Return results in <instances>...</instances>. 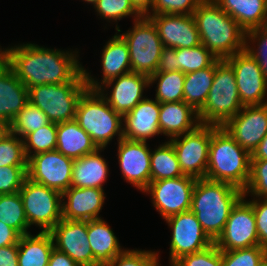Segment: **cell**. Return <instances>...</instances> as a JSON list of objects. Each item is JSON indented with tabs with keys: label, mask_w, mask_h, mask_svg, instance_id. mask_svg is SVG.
I'll return each instance as SVG.
<instances>
[{
	"label": "cell",
	"mask_w": 267,
	"mask_h": 266,
	"mask_svg": "<svg viewBox=\"0 0 267 266\" xmlns=\"http://www.w3.org/2000/svg\"><path fill=\"white\" fill-rule=\"evenodd\" d=\"M20 234L0 221V247L18 244Z\"/></svg>",
	"instance_id": "f907efd6"
},
{
	"label": "cell",
	"mask_w": 267,
	"mask_h": 266,
	"mask_svg": "<svg viewBox=\"0 0 267 266\" xmlns=\"http://www.w3.org/2000/svg\"><path fill=\"white\" fill-rule=\"evenodd\" d=\"M248 202L254 209L259 245L267 249V198H254Z\"/></svg>",
	"instance_id": "7dc6e473"
},
{
	"label": "cell",
	"mask_w": 267,
	"mask_h": 266,
	"mask_svg": "<svg viewBox=\"0 0 267 266\" xmlns=\"http://www.w3.org/2000/svg\"><path fill=\"white\" fill-rule=\"evenodd\" d=\"M203 1L204 0H153L149 15H157V14L193 15V12Z\"/></svg>",
	"instance_id": "f6af8a7d"
},
{
	"label": "cell",
	"mask_w": 267,
	"mask_h": 266,
	"mask_svg": "<svg viewBox=\"0 0 267 266\" xmlns=\"http://www.w3.org/2000/svg\"><path fill=\"white\" fill-rule=\"evenodd\" d=\"M249 41L252 44L257 42L258 48L251 47ZM244 51L256 60L267 80V27L255 28L245 32Z\"/></svg>",
	"instance_id": "ab89813d"
},
{
	"label": "cell",
	"mask_w": 267,
	"mask_h": 266,
	"mask_svg": "<svg viewBox=\"0 0 267 266\" xmlns=\"http://www.w3.org/2000/svg\"><path fill=\"white\" fill-rule=\"evenodd\" d=\"M87 89L82 69L70 82L32 86L28 98L50 122L58 124L75 120L77 103Z\"/></svg>",
	"instance_id": "52a82bcc"
},
{
	"label": "cell",
	"mask_w": 267,
	"mask_h": 266,
	"mask_svg": "<svg viewBox=\"0 0 267 266\" xmlns=\"http://www.w3.org/2000/svg\"><path fill=\"white\" fill-rule=\"evenodd\" d=\"M177 71L191 73L210 67L217 58L203 45L176 49Z\"/></svg>",
	"instance_id": "e575fe53"
},
{
	"label": "cell",
	"mask_w": 267,
	"mask_h": 266,
	"mask_svg": "<svg viewBox=\"0 0 267 266\" xmlns=\"http://www.w3.org/2000/svg\"><path fill=\"white\" fill-rule=\"evenodd\" d=\"M147 17L157 27L164 47L192 48L202 44L193 15L157 14Z\"/></svg>",
	"instance_id": "ffe728a7"
},
{
	"label": "cell",
	"mask_w": 267,
	"mask_h": 266,
	"mask_svg": "<svg viewBox=\"0 0 267 266\" xmlns=\"http://www.w3.org/2000/svg\"><path fill=\"white\" fill-rule=\"evenodd\" d=\"M201 43L217 58L244 51L245 31L213 0H204L193 12Z\"/></svg>",
	"instance_id": "3957f363"
},
{
	"label": "cell",
	"mask_w": 267,
	"mask_h": 266,
	"mask_svg": "<svg viewBox=\"0 0 267 266\" xmlns=\"http://www.w3.org/2000/svg\"><path fill=\"white\" fill-rule=\"evenodd\" d=\"M165 221L172 229L170 266L182 256L201 251L214 243L191 210L173 215Z\"/></svg>",
	"instance_id": "5bb4252c"
},
{
	"label": "cell",
	"mask_w": 267,
	"mask_h": 266,
	"mask_svg": "<svg viewBox=\"0 0 267 266\" xmlns=\"http://www.w3.org/2000/svg\"><path fill=\"white\" fill-rule=\"evenodd\" d=\"M146 141L122 138L118 141V162L127 183L144 191L151 182V149Z\"/></svg>",
	"instance_id": "ac0fdd59"
},
{
	"label": "cell",
	"mask_w": 267,
	"mask_h": 266,
	"mask_svg": "<svg viewBox=\"0 0 267 266\" xmlns=\"http://www.w3.org/2000/svg\"><path fill=\"white\" fill-rule=\"evenodd\" d=\"M160 103L145 98L123 116V138L147 141L161 134L159 127Z\"/></svg>",
	"instance_id": "603a6c76"
},
{
	"label": "cell",
	"mask_w": 267,
	"mask_h": 266,
	"mask_svg": "<svg viewBox=\"0 0 267 266\" xmlns=\"http://www.w3.org/2000/svg\"><path fill=\"white\" fill-rule=\"evenodd\" d=\"M243 196L244 191L230 183L196 180L190 210L213 242L222 234L232 208Z\"/></svg>",
	"instance_id": "7a4b0ae2"
},
{
	"label": "cell",
	"mask_w": 267,
	"mask_h": 266,
	"mask_svg": "<svg viewBox=\"0 0 267 266\" xmlns=\"http://www.w3.org/2000/svg\"><path fill=\"white\" fill-rule=\"evenodd\" d=\"M98 15L109 21H120L127 16L137 20L142 16L134 9L130 0H98L94 5Z\"/></svg>",
	"instance_id": "60d3db41"
},
{
	"label": "cell",
	"mask_w": 267,
	"mask_h": 266,
	"mask_svg": "<svg viewBox=\"0 0 267 266\" xmlns=\"http://www.w3.org/2000/svg\"><path fill=\"white\" fill-rule=\"evenodd\" d=\"M54 242L49 232L22 235L18 241V266H48Z\"/></svg>",
	"instance_id": "f546056e"
},
{
	"label": "cell",
	"mask_w": 267,
	"mask_h": 266,
	"mask_svg": "<svg viewBox=\"0 0 267 266\" xmlns=\"http://www.w3.org/2000/svg\"><path fill=\"white\" fill-rule=\"evenodd\" d=\"M133 25L132 29L120 34L129 48L131 69L150 77L156 73L164 46L157 27L149 17L142 16Z\"/></svg>",
	"instance_id": "ba28073f"
},
{
	"label": "cell",
	"mask_w": 267,
	"mask_h": 266,
	"mask_svg": "<svg viewBox=\"0 0 267 266\" xmlns=\"http://www.w3.org/2000/svg\"><path fill=\"white\" fill-rule=\"evenodd\" d=\"M103 76L102 82L96 81L91 73L84 69L85 81L88 90H97L107 81L132 71L130 64L129 48L120 34H115L103 48L101 56Z\"/></svg>",
	"instance_id": "7402d4cb"
},
{
	"label": "cell",
	"mask_w": 267,
	"mask_h": 266,
	"mask_svg": "<svg viewBox=\"0 0 267 266\" xmlns=\"http://www.w3.org/2000/svg\"><path fill=\"white\" fill-rule=\"evenodd\" d=\"M242 108L234 69L225 59H217L212 86L205 104L198 111L200 124L222 127Z\"/></svg>",
	"instance_id": "8992f818"
},
{
	"label": "cell",
	"mask_w": 267,
	"mask_h": 266,
	"mask_svg": "<svg viewBox=\"0 0 267 266\" xmlns=\"http://www.w3.org/2000/svg\"><path fill=\"white\" fill-rule=\"evenodd\" d=\"M221 253L222 266H261L266 261L267 249L256 245Z\"/></svg>",
	"instance_id": "f35d334b"
},
{
	"label": "cell",
	"mask_w": 267,
	"mask_h": 266,
	"mask_svg": "<svg viewBox=\"0 0 267 266\" xmlns=\"http://www.w3.org/2000/svg\"><path fill=\"white\" fill-rule=\"evenodd\" d=\"M87 233L95 257V266H106L125 250L122 249L118 238L104 219L87 221Z\"/></svg>",
	"instance_id": "484cf974"
},
{
	"label": "cell",
	"mask_w": 267,
	"mask_h": 266,
	"mask_svg": "<svg viewBox=\"0 0 267 266\" xmlns=\"http://www.w3.org/2000/svg\"><path fill=\"white\" fill-rule=\"evenodd\" d=\"M29 227L37 225L49 232L62 219V194L25 178L19 191Z\"/></svg>",
	"instance_id": "9c48e42d"
},
{
	"label": "cell",
	"mask_w": 267,
	"mask_h": 266,
	"mask_svg": "<svg viewBox=\"0 0 267 266\" xmlns=\"http://www.w3.org/2000/svg\"><path fill=\"white\" fill-rule=\"evenodd\" d=\"M9 132V125L0 120V139Z\"/></svg>",
	"instance_id": "11a10c76"
},
{
	"label": "cell",
	"mask_w": 267,
	"mask_h": 266,
	"mask_svg": "<svg viewBox=\"0 0 267 266\" xmlns=\"http://www.w3.org/2000/svg\"><path fill=\"white\" fill-rule=\"evenodd\" d=\"M149 86V76L131 71L107 81L97 91L114 111L124 116L146 98L143 92ZM110 87V95L107 92L105 94L104 90Z\"/></svg>",
	"instance_id": "d6986e66"
},
{
	"label": "cell",
	"mask_w": 267,
	"mask_h": 266,
	"mask_svg": "<svg viewBox=\"0 0 267 266\" xmlns=\"http://www.w3.org/2000/svg\"><path fill=\"white\" fill-rule=\"evenodd\" d=\"M211 138L212 125L199 124L192 131L169 139L184 175L206 178Z\"/></svg>",
	"instance_id": "30bf717a"
},
{
	"label": "cell",
	"mask_w": 267,
	"mask_h": 266,
	"mask_svg": "<svg viewBox=\"0 0 267 266\" xmlns=\"http://www.w3.org/2000/svg\"><path fill=\"white\" fill-rule=\"evenodd\" d=\"M83 1H85L87 3H92L93 6H94L97 3L98 0H83Z\"/></svg>",
	"instance_id": "9f6ffc18"
},
{
	"label": "cell",
	"mask_w": 267,
	"mask_h": 266,
	"mask_svg": "<svg viewBox=\"0 0 267 266\" xmlns=\"http://www.w3.org/2000/svg\"><path fill=\"white\" fill-rule=\"evenodd\" d=\"M28 166L0 167V194L19 192L27 177Z\"/></svg>",
	"instance_id": "bcb514c9"
},
{
	"label": "cell",
	"mask_w": 267,
	"mask_h": 266,
	"mask_svg": "<svg viewBox=\"0 0 267 266\" xmlns=\"http://www.w3.org/2000/svg\"><path fill=\"white\" fill-rule=\"evenodd\" d=\"M73 164L57 150L41 152L28 159L27 177L62 194L71 187Z\"/></svg>",
	"instance_id": "4fadbf2b"
},
{
	"label": "cell",
	"mask_w": 267,
	"mask_h": 266,
	"mask_svg": "<svg viewBox=\"0 0 267 266\" xmlns=\"http://www.w3.org/2000/svg\"><path fill=\"white\" fill-rule=\"evenodd\" d=\"M261 266H267V260Z\"/></svg>",
	"instance_id": "6f0895ef"
},
{
	"label": "cell",
	"mask_w": 267,
	"mask_h": 266,
	"mask_svg": "<svg viewBox=\"0 0 267 266\" xmlns=\"http://www.w3.org/2000/svg\"><path fill=\"white\" fill-rule=\"evenodd\" d=\"M0 221L16 230L21 236L30 234V228L19 192L0 194Z\"/></svg>",
	"instance_id": "836d02e7"
},
{
	"label": "cell",
	"mask_w": 267,
	"mask_h": 266,
	"mask_svg": "<svg viewBox=\"0 0 267 266\" xmlns=\"http://www.w3.org/2000/svg\"><path fill=\"white\" fill-rule=\"evenodd\" d=\"M48 266H80L74 262L66 253L53 248Z\"/></svg>",
	"instance_id": "816d5d0a"
},
{
	"label": "cell",
	"mask_w": 267,
	"mask_h": 266,
	"mask_svg": "<svg viewBox=\"0 0 267 266\" xmlns=\"http://www.w3.org/2000/svg\"><path fill=\"white\" fill-rule=\"evenodd\" d=\"M177 71L176 49L171 47H163L156 73Z\"/></svg>",
	"instance_id": "c3c4849f"
},
{
	"label": "cell",
	"mask_w": 267,
	"mask_h": 266,
	"mask_svg": "<svg viewBox=\"0 0 267 266\" xmlns=\"http://www.w3.org/2000/svg\"><path fill=\"white\" fill-rule=\"evenodd\" d=\"M98 149L94 153L75 159L73 164L71 187L103 188L109 175L108 163Z\"/></svg>",
	"instance_id": "4316f807"
},
{
	"label": "cell",
	"mask_w": 267,
	"mask_h": 266,
	"mask_svg": "<svg viewBox=\"0 0 267 266\" xmlns=\"http://www.w3.org/2000/svg\"><path fill=\"white\" fill-rule=\"evenodd\" d=\"M70 51L23 43L3 50L0 47V56L29 89L32 86L70 82L83 69L77 59L78 51Z\"/></svg>",
	"instance_id": "6da1fadb"
},
{
	"label": "cell",
	"mask_w": 267,
	"mask_h": 266,
	"mask_svg": "<svg viewBox=\"0 0 267 266\" xmlns=\"http://www.w3.org/2000/svg\"><path fill=\"white\" fill-rule=\"evenodd\" d=\"M234 69L238 95L243 106L267 103V80L256 60L246 51L225 59Z\"/></svg>",
	"instance_id": "9a60e30c"
},
{
	"label": "cell",
	"mask_w": 267,
	"mask_h": 266,
	"mask_svg": "<svg viewBox=\"0 0 267 266\" xmlns=\"http://www.w3.org/2000/svg\"><path fill=\"white\" fill-rule=\"evenodd\" d=\"M216 61L208 68L186 73L183 89V101L197 112L206 102L213 83Z\"/></svg>",
	"instance_id": "4dcf8cb0"
},
{
	"label": "cell",
	"mask_w": 267,
	"mask_h": 266,
	"mask_svg": "<svg viewBox=\"0 0 267 266\" xmlns=\"http://www.w3.org/2000/svg\"><path fill=\"white\" fill-rule=\"evenodd\" d=\"M199 124L198 112L184 101L160 103V132L170 139L194 130Z\"/></svg>",
	"instance_id": "d4e9b609"
},
{
	"label": "cell",
	"mask_w": 267,
	"mask_h": 266,
	"mask_svg": "<svg viewBox=\"0 0 267 266\" xmlns=\"http://www.w3.org/2000/svg\"><path fill=\"white\" fill-rule=\"evenodd\" d=\"M171 266H222V253L213 243L201 251L182 256Z\"/></svg>",
	"instance_id": "7bdbcfd3"
},
{
	"label": "cell",
	"mask_w": 267,
	"mask_h": 266,
	"mask_svg": "<svg viewBox=\"0 0 267 266\" xmlns=\"http://www.w3.org/2000/svg\"><path fill=\"white\" fill-rule=\"evenodd\" d=\"M184 80L185 73L181 71L154 73L149 77L150 85L157 83L155 99L159 103L183 101Z\"/></svg>",
	"instance_id": "d6a6232c"
},
{
	"label": "cell",
	"mask_w": 267,
	"mask_h": 266,
	"mask_svg": "<svg viewBox=\"0 0 267 266\" xmlns=\"http://www.w3.org/2000/svg\"><path fill=\"white\" fill-rule=\"evenodd\" d=\"M48 117L36 106L28 103L9 125V131L20 138L49 124Z\"/></svg>",
	"instance_id": "8d00e7d4"
},
{
	"label": "cell",
	"mask_w": 267,
	"mask_h": 266,
	"mask_svg": "<svg viewBox=\"0 0 267 266\" xmlns=\"http://www.w3.org/2000/svg\"><path fill=\"white\" fill-rule=\"evenodd\" d=\"M99 148L75 120L58 123L56 150L73 160Z\"/></svg>",
	"instance_id": "83f0119b"
},
{
	"label": "cell",
	"mask_w": 267,
	"mask_h": 266,
	"mask_svg": "<svg viewBox=\"0 0 267 266\" xmlns=\"http://www.w3.org/2000/svg\"><path fill=\"white\" fill-rule=\"evenodd\" d=\"M246 32L266 27L267 0H213Z\"/></svg>",
	"instance_id": "f1b7e54d"
},
{
	"label": "cell",
	"mask_w": 267,
	"mask_h": 266,
	"mask_svg": "<svg viewBox=\"0 0 267 266\" xmlns=\"http://www.w3.org/2000/svg\"><path fill=\"white\" fill-rule=\"evenodd\" d=\"M159 254L151 250H127L117 255L106 266H160Z\"/></svg>",
	"instance_id": "ee69618b"
},
{
	"label": "cell",
	"mask_w": 267,
	"mask_h": 266,
	"mask_svg": "<svg viewBox=\"0 0 267 266\" xmlns=\"http://www.w3.org/2000/svg\"><path fill=\"white\" fill-rule=\"evenodd\" d=\"M134 9L141 16H148L150 14L153 0H130Z\"/></svg>",
	"instance_id": "f5cc1de1"
},
{
	"label": "cell",
	"mask_w": 267,
	"mask_h": 266,
	"mask_svg": "<svg viewBox=\"0 0 267 266\" xmlns=\"http://www.w3.org/2000/svg\"><path fill=\"white\" fill-rule=\"evenodd\" d=\"M250 159L251 155L223 127L212 125L206 179L244 190L250 176Z\"/></svg>",
	"instance_id": "277c9868"
},
{
	"label": "cell",
	"mask_w": 267,
	"mask_h": 266,
	"mask_svg": "<svg viewBox=\"0 0 267 266\" xmlns=\"http://www.w3.org/2000/svg\"><path fill=\"white\" fill-rule=\"evenodd\" d=\"M100 188L70 187L62 193V219L89 221L100 219L105 194Z\"/></svg>",
	"instance_id": "44dd1931"
},
{
	"label": "cell",
	"mask_w": 267,
	"mask_h": 266,
	"mask_svg": "<svg viewBox=\"0 0 267 266\" xmlns=\"http://www.w3.org/2000/svg\"><path fill=\"white\" fill-rule=\"evenodd\" d=\"M151 182L184 176L170 141L151 150Z\"/></svg>",
	"instance_id": "1f68e13d"
},
{
	"label": "cell",
	"mask_w": 267,
	"mask_h": 266,
	"mask_svg": "<svg viewBox=\"0 0 267 266\" xmlns=\"http://www.w3.org/2000/svg\"><path fill=\"white\" fill-rule=\"evenodd\" d=\"M244 191V198H267V160L250 159V176Z\"/></svg>",
	"instance_id": "b9f144b4"
},
{
	"label": "cell",
	"mask_w": 267,
	"mask_h": 266,
	"mask_svg": "<svg viewBox=\"0 0 267 266\" xmlns=\"http://www.w3.org/2000/svg\"><path fill=\"white\" fill-rule=\"evenodd\" d=\"M222 127L251 155L267 134V103L243 106Z\"/></svg>",
	"instance_id": "2e32d148"
},
{
	"label": "cell",
	"mask_w": 267,
	"mask_h": 266,
	"mask_svg": "<svg viewBox=\"0 0 267 266\" xmlns=\"http://www.w3.org/2000/svg\"><path fill=\"white\" fill-rule=\"evenodd\" d=\"M0 266H18V244L0 247Z\"/></svg>",
	"instance_id": "681fc988"
},
{
	"label": "cell",
	"mask_w": 267,
	"mask_h": 266,
	"mask_svg": "<svg viewBox=\"0 0 267 266\" xmlns=\"http://www.w3.org/2000/svg\"><path fill=\"white\" fill-rule=\"evenodd\" d=\"M57 126V123L50 122L40 129L28 133L23 138L27 159L41 152L56 150Z\"/></svg>",
	"instance_id": "d590c367"
},
{
	"label": "cell",
	"mask_w": 267,
	"mask_h": 266,
	"mask_svg": "<svg viewBox=\"0 0 267 266\" xmlns=\"http://www.w3.org/2000/svg\"><path fill=\"white\" fill-rule=\"evenodd\" d=\"M196 178L184 175L152 181L143 191L150 193L152 204L163 219L189 211Z\"/></svg>",
	"instance_id": "8fae6325"
},
{
	"label": "cell",
	"mask_w": 267,
	"mask_h": 266,
	"mask_svg": "<svg viewBox=\"0 0 267 266\" xmlns=\"http://www.w3.org/2000/svg\"><path fill=\"white\" fill-rule=\"evenodd\" d=\"M214 243L221 251L259 245L254 209L244 197L232 208L222 234Z\"/></svg>",
	"instance_id": "7c38bea8"
},
{
	"label": "cell",
	"mask_w": 267,
	"mask_h": 266,
	"mask_svg": "<svg viewBox=\"0 0 267 266\" xmlns=\"http://www.w3.org/2000/svg\"><path fill=\"white\" fill-rule=\"evenodd\" d=\"M28 103V88L0 56V120L10 125Z\"/></svg>",
	"instance_id": "cb8c5ba5"
},
{
	"label": "cell",
	"mask_w": 267,
	"mask_h": 266,
	"mask_svg": "<svg viewBox=\"0 0 267 266\" xmlns=\"http://www.w3.org/2000/svg\"><path fill=\"white\" fill-rule=\"evenodd\" d=\"M251 159H265L267 160V134L261 140L259 145L251 154Z\"/></svg>",
	"instance_id": "db71d44e"
},
{
	"label": "cell",
	"mask_w": 267,
	"mask_h": 266,
	"mask_svg": "<svg viewBox=\"0 0 267 266\" xmlns=\"http://www.w3.org/2000/svg\"><path fill=\"white\" fill-rule=\"evenodd\" d=\"M28 166L23 139L10 131L0 139V167Z\"/></svg>",
	"instance_id": "74e56055"
},
{
	"label": "cell",
	"mask_w": 267,
	"mask_h": 266,
	"mask_svg": "<svg viewBox=\"0 0 267 266\" xmlns=\"http://www.w3.org/2000/svg\"><path fill=\"white\" fill-rule=\"evenodd\" d=\"M49 233L54 248L66 253L80 266H95V257L88 241L87 221L61 219Z\"/></svg>",
	"instance_id": "e0dca14e"
},
{
	"label": "cell",
	"mask_w": 267,
	"mask_h": 266,
	"mask_svg": "<svg viewBox=\"0 0 267 266\" xmlns=\"http://www.w3.org/2000/svg\"><path fill=\"white\" fill-rule=\"evenodd\" d=\"M75 121L91 136L99 149H105L114 136L123 138V116L114 111L97 90H86L79 98Z\"/></svg>",
	"instance_id": "5b68a950"
}]
</instances>
